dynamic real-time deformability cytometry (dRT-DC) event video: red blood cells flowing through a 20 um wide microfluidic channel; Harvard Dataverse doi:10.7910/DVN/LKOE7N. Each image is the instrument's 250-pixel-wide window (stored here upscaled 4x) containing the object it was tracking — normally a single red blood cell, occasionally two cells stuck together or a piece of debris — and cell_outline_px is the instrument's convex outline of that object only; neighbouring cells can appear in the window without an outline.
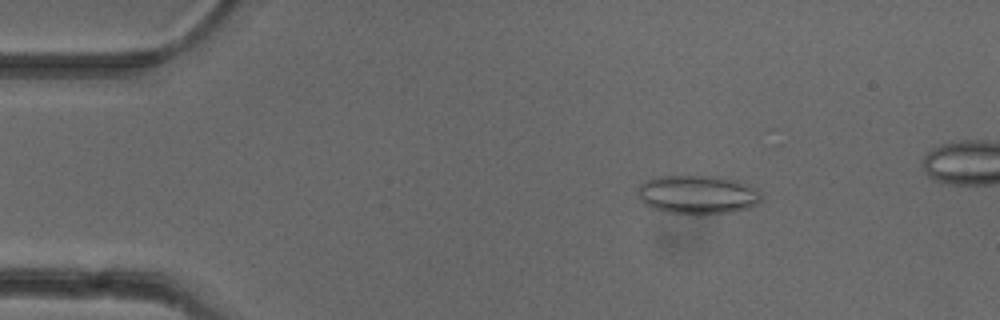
{"species": "common noctule bat (a hibernating species)", "species_latin": "Nyctalus noctula", "temperature_condition": "cold", "stored_images_in_passage": 23, "camera_frame_rate_fps": 3000, "um_per_image_px": 0.085, "animal": {"sex": "female"}, "frame": {"image": 1, "passage_image": 7, "time_ms": 2.0, "image_size_px": [1000, 320], "cell_outline_px": [[760, 200], [756, 204], [748, 208], [732, 212], [668, 212], [652, 208], [644, 204], [640, 200], [636, 192], [640, 184], [644, 180], [656, 176], [716, 176], [736, 180], [756, 188], [760, 192]], "centroid_in_image_um": [59.25, 16.5], "position_along_channel_um": 25.8, "area_um2": 27.51}}
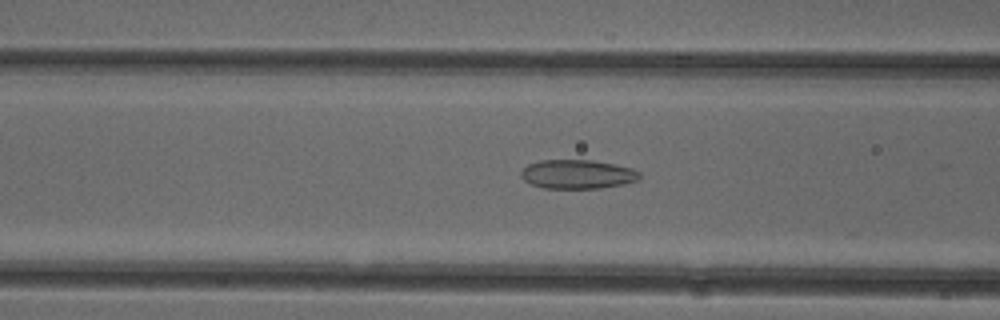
{"frame": {"image": 2, "passage_image": 19, "time_ms": 6.0, "image_size_px": [1000, 320], "cell_outline_px": [[640, 176], [636, 180], [624, 184], [600, 188], [544, 188], [528, 184], [520, 176], [520, 172], [528, 164], [540, 160], [592, 160], [616, 164], [632, 168], [640, 172]], "centroid_in_image_um": [49.06, 14.81], "position_along_channel_um": 117.5, "area_um2": 20.17}}
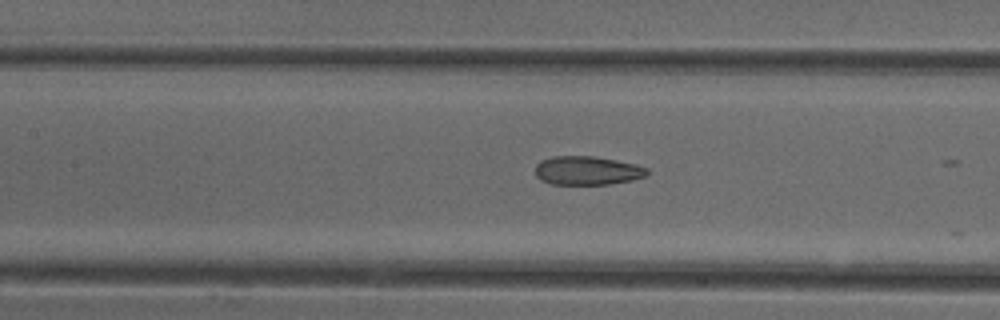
{"frame": {"image": 3, "passage_image": 22, "time_ms": 7.0, "image_size_px": [1000, 320], "cell_outline_px": [[648, 176], [632, 180], [608, 184], [552, 184], [540, 180], [536, 176], [536, 164], [540, 160], [552, 156], [592, 156], [616, 160], [636, 164], [648, 168]], "centroid_in_image_um": [49.92, 14.49], "position_along_channel_um": 157.5, "area_um2": 18.84}}